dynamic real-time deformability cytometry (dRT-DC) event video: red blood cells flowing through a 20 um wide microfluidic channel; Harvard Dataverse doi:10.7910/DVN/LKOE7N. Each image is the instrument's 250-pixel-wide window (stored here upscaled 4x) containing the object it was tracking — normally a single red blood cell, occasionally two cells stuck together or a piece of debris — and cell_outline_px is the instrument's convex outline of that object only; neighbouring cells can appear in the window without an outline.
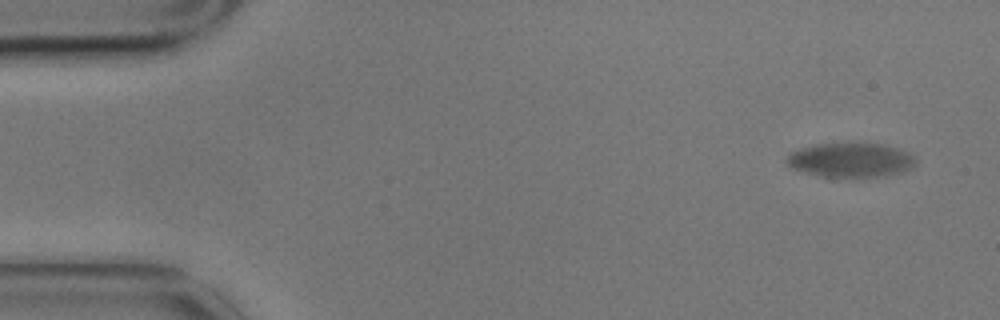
{"species": "common noctule bat (a hibernating species)", "species_latin": "Nyctalus noctula", "temperature_condition": "cold", "stored_images_in_passage": 4, "camera_frame_rate_fps": 3000, "um_per_image_px": 0.085, "animal": {"sex": "male", "body_mass_g": 17.9}, "frame": {"image": 1, "passage_image": 1, "time_ms": 0.0, "image_size_px": [1000, 320], "cell_outline_px": [[916, 164], [912, 168], [904, 172], [888, 176], [824, 176], [804, 172], [792, 168], [784, 160], [792, 152], [800, 148], [816, 144], [884, 144], [908, 152], [916, 156]], "centroid_in_image_um": [72.36, 13.6], "position_along_channel_um": 12.6, "area_um2": 25.61}}
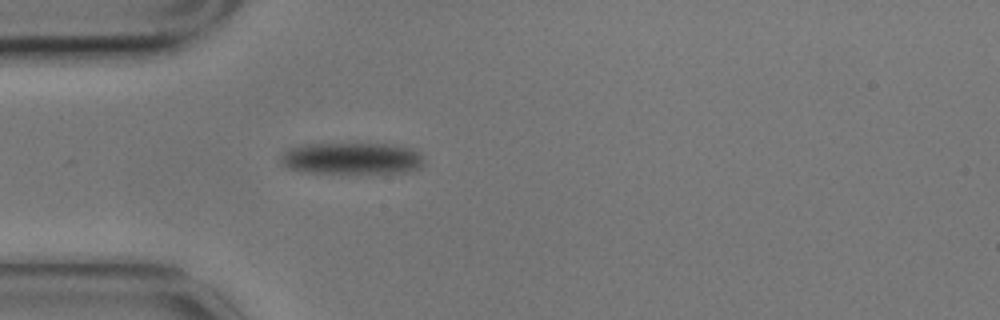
{"frame": {"image": 2, "passage_image": 4, "time_ms": 1.0, "image_size_px": [1000, 320], "cell_outline_px": [[424, 164], [420, 168], [408, 172], [304, 172], [288, 168], [280, 164], [280, 152], [288, 148], [304, 144], [392, 144], [412, 148], [420, 152], [424, 156]], "centroid_in_image_um": [29.9, 13.45], "position_along_channel_um": 55.1, "area_um2": 26.7}}